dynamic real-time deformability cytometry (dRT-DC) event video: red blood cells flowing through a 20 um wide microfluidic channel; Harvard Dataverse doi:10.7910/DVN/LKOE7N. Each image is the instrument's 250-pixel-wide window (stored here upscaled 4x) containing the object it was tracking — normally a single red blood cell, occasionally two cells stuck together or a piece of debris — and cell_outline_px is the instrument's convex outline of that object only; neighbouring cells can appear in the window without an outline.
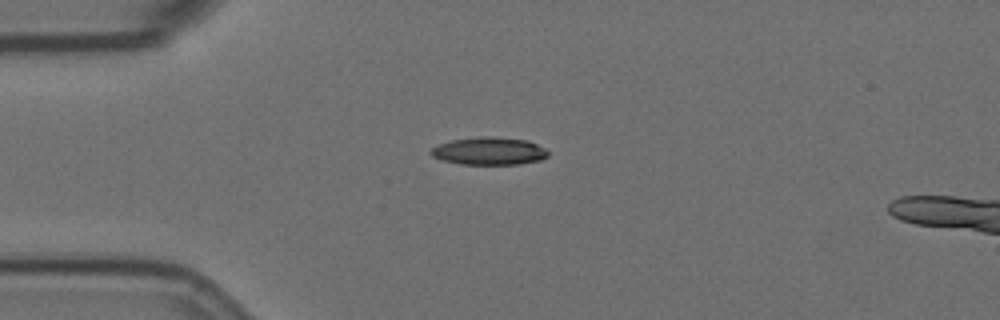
{"species": "Egyptian fruit bat (a non-hibernating species)", "species_latin": "Rousettus aegyptiacus", "temperature_condition": "room temperature", "stored_images_in_passage": 44, "camera_frame_rate_fps": 3000, "um_per_image_px": 0.085, "animal": {"sex": "female"}, "frame": {"image": 1, "passage_image": 1, "time_ms": 0.0, "image_size_px": [1000, 320], "cell_outline_px": [[548, 156], [540, 160], [520, 164], [460, 164], [440, 160], [432, 156], [428, 152], [432, 148], [440, 144], [452, 140], [480, 136], [492, 136], [528, 140], [544, 148], [548, 152]], "centroid_in_image_um": [41.56, 12.84], "position_along_channel_um": 43.4, "area_um2": 18.96}}
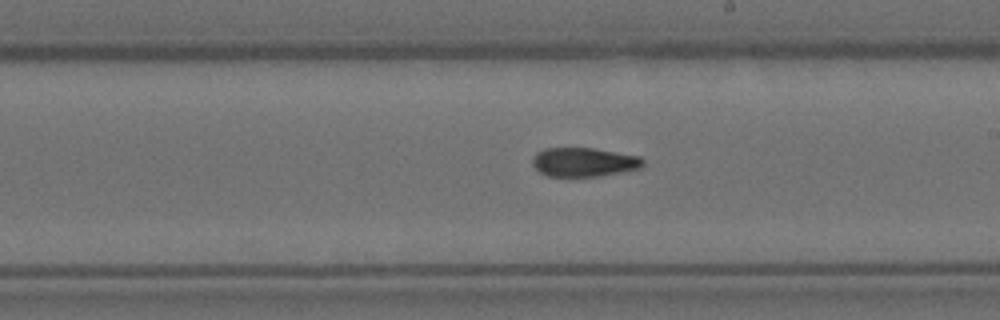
{"frame": {"image": 2, "passage_image": 19, "time_ms": 6.0, "image_size_px": [1000, 320], "cell_outline_px": [[644, 164], [640, 168], [600, 176], [548, 176], [540, 172], [532, 164], [532, 160], [536, 152], [548, 148], [592, 148], [640, 156], [644, 160]], "centroid_in_image_um": [49.63, 13.78], "position_along_channel_um": 239.4, "area_um2": 18.55}}
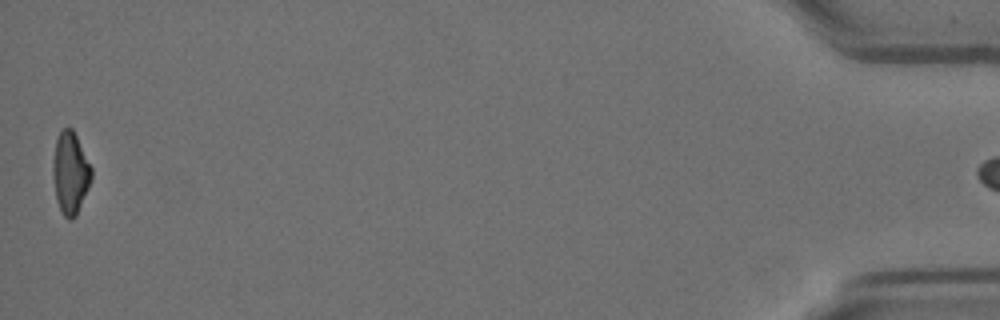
{"frame": {"image": 3, "passage_image": 43, "time_ms": 14.0, "image_size_px": [1000, 320], "cell_outline_px": [[92, 180], [76, 216], [72, 220], [68, 220], [60, 212], [56, 200], [52, 176], [52, 164], [56, 140], [60, 132], [64, 128], [72, 128], [92, 168]], "centroid_in_image_um": [5.97, 14.75], "position_along_channel_um": 429.2, "area_um2": 18.55}}